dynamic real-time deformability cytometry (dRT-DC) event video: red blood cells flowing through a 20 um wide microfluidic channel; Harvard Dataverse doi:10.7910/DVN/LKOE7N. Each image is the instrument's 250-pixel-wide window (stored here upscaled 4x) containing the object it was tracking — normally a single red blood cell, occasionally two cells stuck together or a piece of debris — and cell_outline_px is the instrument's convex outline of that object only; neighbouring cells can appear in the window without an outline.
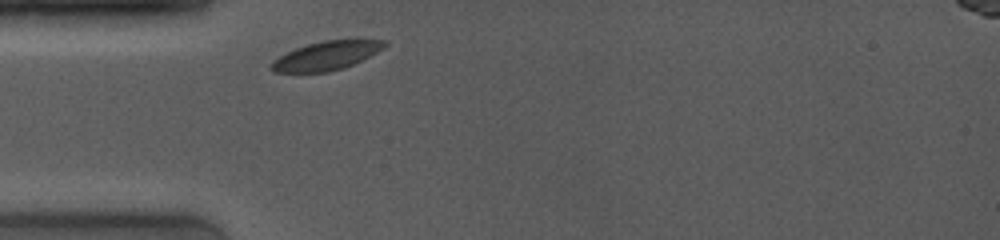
{"species": "common noctule bat (a hibernating species)", "species_latin": "Nyctalus noctula", "temperature_condition": "room temperature", "stored_images_in_passage": 21, "camera_frame_rate_fps": 4000, "um_per_image_px": 0.085, "animal": {"sex": "female", "body_mass_g": 19.0, "forearm_length_mm": 53.3}, "frame": {"image": 1, "passage_image": 1, "time_ms": 0.0, "image_size_px": [1000, 240], "cell_outline_px": [[388, 44], [376, 52], [344, 68], [328, 72], [276, 72], [272, 68], [272, 60], [296, 48], [308, 44], [324, 40], [356, 36], [388, 40]], "centroid_in_image_um": [27.87, 4.66], "position_along_channel_um": 57.1, "area_um2": 19.42}}
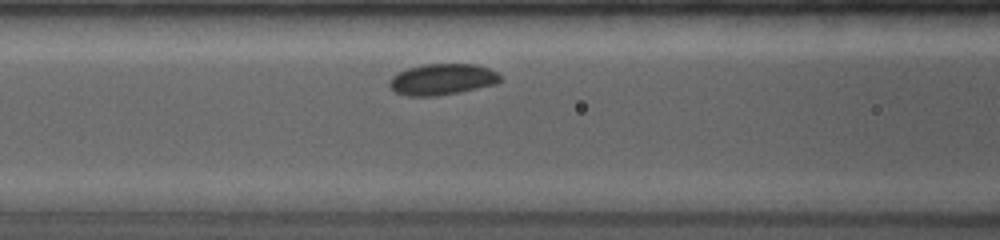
{"frame": {"image": 2, "passage_image": 5, "time_ms": 2.0, "image_size_px": [1000, 240], "cell_outline_px": [[500, 80], [496, 84], [460, 92], [436, 96], [408, 96], [396, 92], [388, 84], [388, 80], [396, 72], [408, 68], [424, 64], [476, 64], [488, 68], [496, 72], [500, 76]], "centroid_in_image_um": [37.56, 6.74], "position_along_channel_um": 129.0, "area_um2": 20.17}}
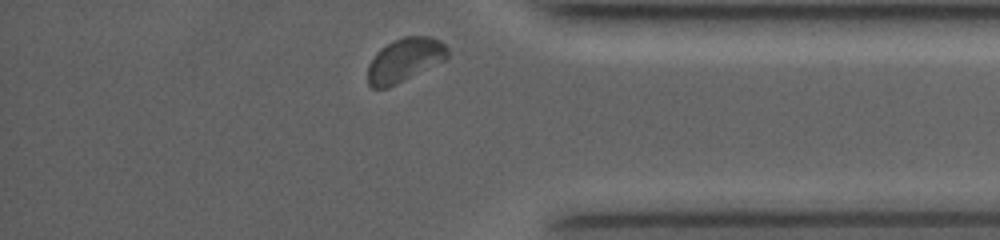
{"frame": {"image": 3, "passage_image": 21, "time_ms": 9.25, "image_size_px": [1000, 240], "cell_outline_px": [[448, 56], [444, 60], [388, 88], [372, 88], [368, 84], [368, 64], [376, 52], [380, 48], [404, 36], [432, 36], [440, 40], [448, 48]], "centroid_in_image_um": [34.38, 5.09], "position_along_channel_um": 400.8, "area_um2": 20.17}}